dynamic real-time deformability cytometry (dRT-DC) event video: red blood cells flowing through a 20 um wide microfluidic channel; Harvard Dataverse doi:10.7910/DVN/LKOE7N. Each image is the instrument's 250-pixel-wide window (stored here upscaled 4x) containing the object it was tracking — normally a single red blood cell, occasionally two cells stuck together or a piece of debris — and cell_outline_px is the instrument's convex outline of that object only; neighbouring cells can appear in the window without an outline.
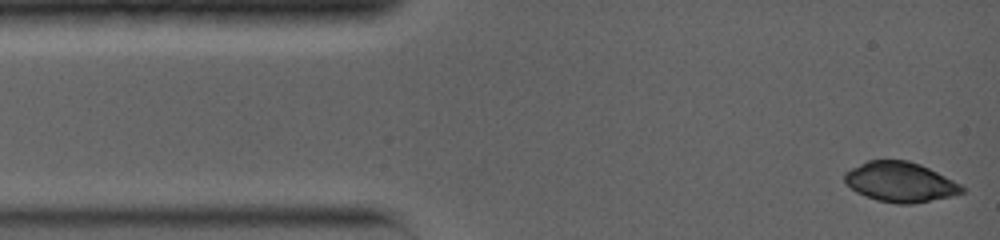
{"species": "common noctule bat (a hibernating species)", "species_latin": "Nyctalus noctula", "temperature_condition": "warm", "stored_images_in_passage": 27, "camera_frame_rate_fps": 5000, "um_per_image_px": 0.085, "animal": {"sex": "female", "body_mass_g": 19.0, "forearm_length_mm": 56.7}, "frame": {"image": 1, "passage_image": 1, "time_ms": 0.0, "image_size_px": [1000, 240], "cell_outline_px": [[964, 192], [952, 196], [912, 204], [896, 204], [876, 200], [856, 192], [844, 180], [844, 172], [868, 160], [908, 160], [920, 164], [960, 184], [964, 188]], "centroid_in_image_um": [76.51, 15.48], "position_along_channel_um": 8.5, "area_um2": 27.11}}
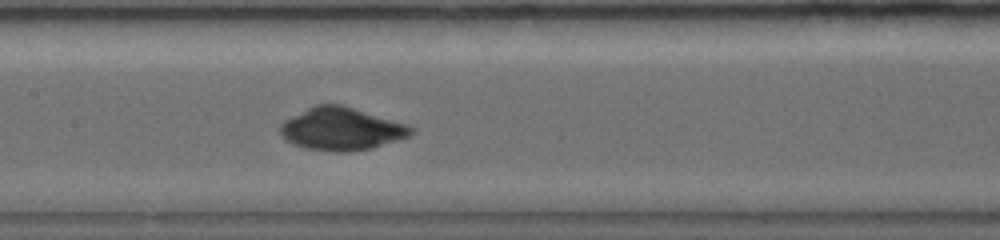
{"frame": {"image": 2, "passage_image": 14, "time_ms": 6.0, "image_size_px": [1000, 240], "cell_outline_px": [[416, 132], [408, 136], [372, 148], [348, 152], [336, 152], [304, 148], [288, 140], [280, 132], [280, 124], [284, 120], [312, 104], [340, 104], [408, 124], [416, 128]], "centroid_in_image_um": [29.03, 10.95], "position_along_channel_um": 178.4, "area_um2": 32.54}}
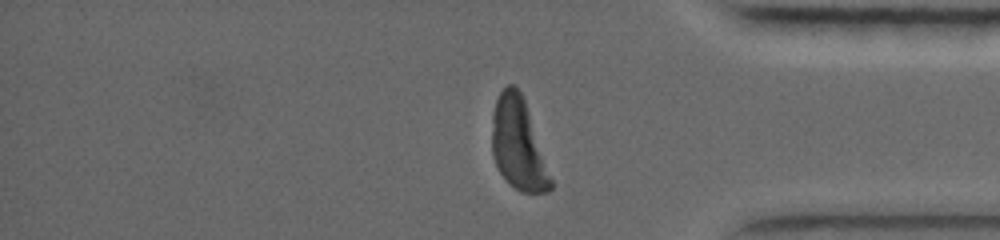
{"frame": {"image": 3, "passage_image": 27, "time_ms": 11.6, "image_size_px": [1000, 240], "cell_outline_px": [[552, 188], [548, 192], [520, 192], [508, 184], [500, 172], [492, 156], [492, 112], [496, 100], [500, 92], [508, 84], [516, 84], [524, 100], [552, 180]], "centroid_in_image_um": [44.02, 12.27], "position_along_channel_um": 391.2, "area_um2": 30.98}}